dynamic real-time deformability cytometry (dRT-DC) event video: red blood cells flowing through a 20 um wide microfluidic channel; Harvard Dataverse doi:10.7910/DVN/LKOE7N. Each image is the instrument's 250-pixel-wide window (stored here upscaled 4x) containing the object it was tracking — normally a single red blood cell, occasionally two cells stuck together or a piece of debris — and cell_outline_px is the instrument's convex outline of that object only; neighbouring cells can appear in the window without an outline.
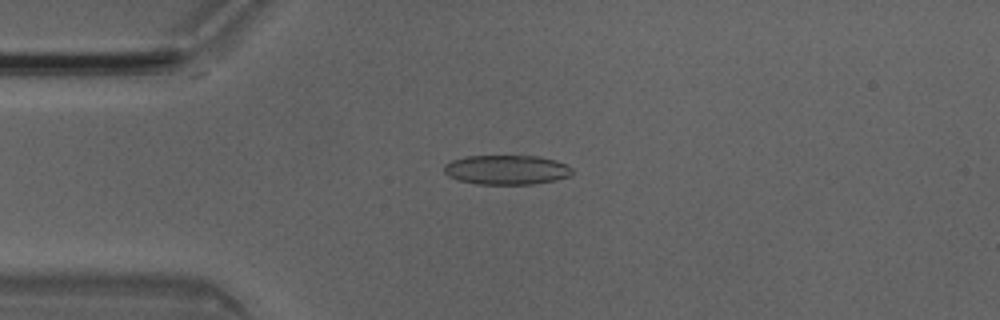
{"species": "Egyptian fruit bat (a non-hibernating species)", "species_latin": "Rousettus aegyptiacus", "temperature_condition": "room temperature", "stored_images_in_passage": 49, "camera_frame_rate_fps": 3000, "um_per_image_px": 0.085, "animal": {"sex": "male"}, "frame": {"image": 1, "passage_image": 11, "time_ms": 3.333, "image_size_px": [1000, 320], "cell_outline_px": [[572, 176], [556, 180], [532, 184], [476, 184], [456, 180], [448, 176], [444, 172], [444, 164], [452, 160], [464, 156], [536, 156], [556, 160], [572, 168]], "centroid_in_image_um": [43.04, 14.44], "position_along_channel_um": 42.0, "area_um2": 22.2}}
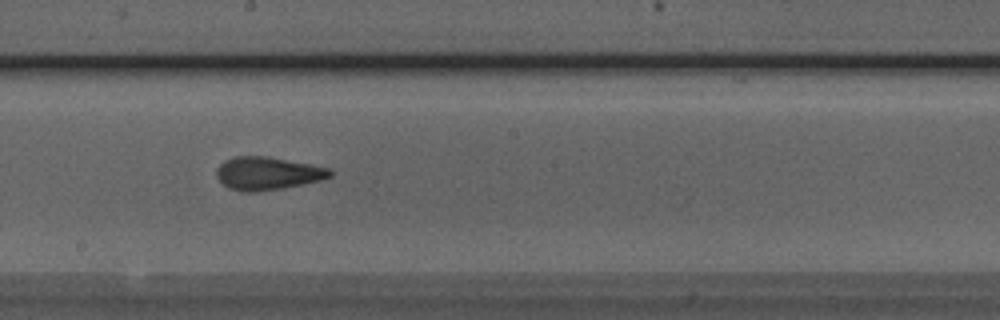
{"frame": {"image": 2, "passage_image": 26, "time_ms": 8.333, "image_size_px": [1000, 320], "cell_outline_px": [[332, 176], [320, 180], [284, 188], [256, 192], [240, 192], [228, 188], [216, 176], [216, 168], [224, 160], [232, 156], [268, 156], [332, 168]], "centroid_in_image_um": [22.73, 14.73], "position_along_channel_um": 225.5, "area_um2": 22.08}}
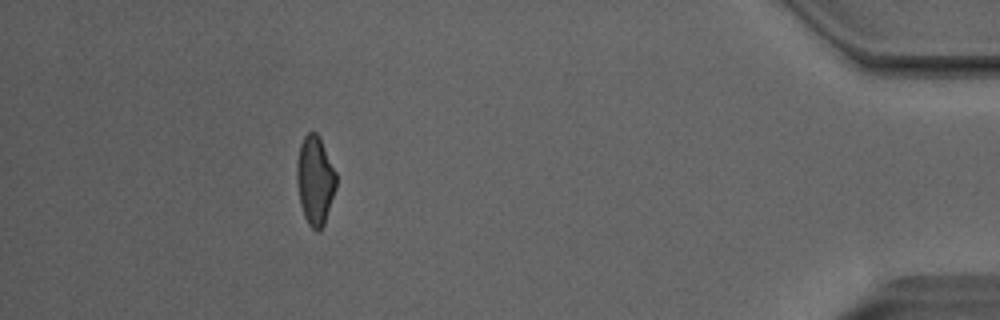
{"frame": {"image": 3, "passage_image": 44, "time_ms": 14.333, "image_size_px": [1000, 320], "cell_outline_px": [[336, 188], [324, 224], [320, 232], [316, 232], [308, 224], [304, 216], [300, 204], [296, 180], [296, 160], [300, 144], [304, 136], [308, 132], [316, 132], [320, 136], [336, 172]], "centroid_in_image_um": [26.77, 15.32], "position_along_channel_um": 408.4, "area_um2": 20.69}, "authors_computed_cell_mechanics": {"area_um2": 21.6172, "velocity_mm_per_s": 4.0611, "shape_relaxation_time_tau1_ms": 5.722, "shape_relaxation_time_tau2_ms": 1.6463, "deformation_change_tau1": 0.1732, "deformation_change_tau2": 0.1064}}